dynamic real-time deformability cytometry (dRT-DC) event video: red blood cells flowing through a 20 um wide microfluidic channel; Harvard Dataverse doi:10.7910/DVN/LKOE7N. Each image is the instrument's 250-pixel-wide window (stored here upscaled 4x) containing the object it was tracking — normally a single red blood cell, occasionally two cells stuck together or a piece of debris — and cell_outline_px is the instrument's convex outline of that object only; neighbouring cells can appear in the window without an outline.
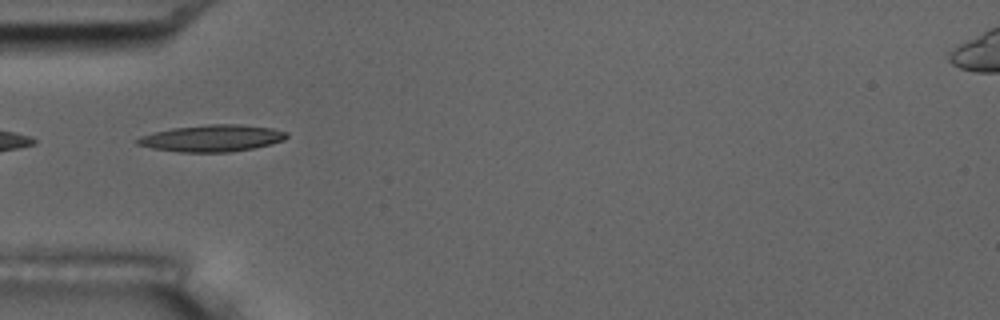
{"species": "common noctule bat (a hibernating species)", "species_latin": "Nyctalus noctula", "temperature_condition": "room temperature", "stored_images_in_passage": 40, "camera_frame_rate_fps": 3000, "um_per_image_px": 0.085, "animal": {"sex": "male", "body_mass_g": 17.5, "forearm_length_mm": 52.3}, "frame": {"image": 1, "passage_image": 1, "time_ms": 0.0, "image_size_px": [1000, 320], "cell_outline_px": [[288, 136], [284, 140], [272, 144], [232, 152], [180, 152], [152, 148], [136, 144], [136, 140], [140, 136], [152, 132], [172, 128], [208, 124], [240, 124], [272, 128], [288, 132]], "centroid_in_image_um": [18.03, 11.74], "position_along_channel_um": 67.0, "area_um2": 23.41}, "authors_computed_cell_mechanics": {"area_um2": 21.8484, "velocity_mm_per_s": 3.5679, "shape_relaxation_time_tau1_ms": null, "shape_relaxation_time_tau2_ms": 10.4161, "deformation_change_tau1": null, "deformation_change_tau2": 0.2173}}